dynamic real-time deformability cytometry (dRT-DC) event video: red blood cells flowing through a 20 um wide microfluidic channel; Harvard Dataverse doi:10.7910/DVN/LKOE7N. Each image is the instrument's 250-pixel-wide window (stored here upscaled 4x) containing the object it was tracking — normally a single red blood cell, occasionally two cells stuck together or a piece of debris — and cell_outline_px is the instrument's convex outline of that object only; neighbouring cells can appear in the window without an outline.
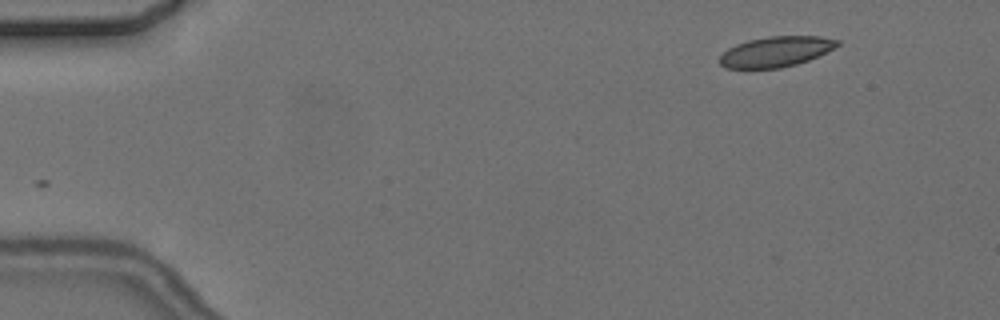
{"species": "common noctule bat (a hibernating species)", "species_latin": "Nyctalus noctula", "temperature_condition": "cold", "stored_images_in_passage": 6, "segment_of_instrument_passage": [2, 2], "camera_frame_rate_fps": 3000, "um_per_image_px": 0.085, "animal": {"sex": "female", "body_mass_g": 24.6, "forearm_length_mm": 56.2}, "frame": {"image": 1, "passage_image": 6, "time_ms": 6.667, "image_size_px": [1000, 320], "cell_outline_px": [[840, 44], [808, 60], [796, 64], [780, 68], [724, 68], [720, 64], [720, 56], [728, 48], [736, 44], [748, 40], [768, 36], [820, 36], [840, 40]], "centroid_in_image_um": [65.92, 4.38], "position_along_channel_um": 19.1, "area_um2": 20.63}}